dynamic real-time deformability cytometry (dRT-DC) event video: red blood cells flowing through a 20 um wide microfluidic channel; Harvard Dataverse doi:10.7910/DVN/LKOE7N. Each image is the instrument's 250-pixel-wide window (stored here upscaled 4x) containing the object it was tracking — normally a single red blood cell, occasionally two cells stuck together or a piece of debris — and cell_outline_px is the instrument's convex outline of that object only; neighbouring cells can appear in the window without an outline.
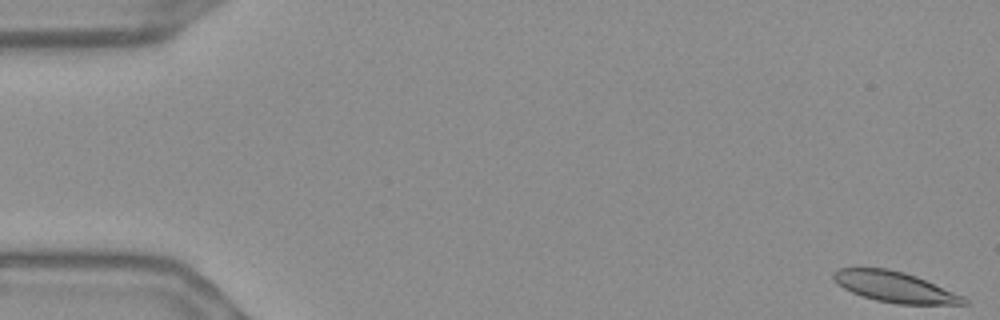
{"species": "Egyptian fruit bat (a non-hibernating species)", "species_latin": "Rousettus aegyptiacus", "temperature_condition": "warm", "stored_images_in_passage": 56, "camera_frame_rate_fps": 3000, "um_per_image_px": 0.085, "frame": {"image": 1, "passage_image": 1, "time_ms": 0.0, "image_size_px": [1000, 320], "cell_outline_px": [[968, 304], [896, 304], [876, 300], [852, 292], [836, 284], [832, 276], [832, 272], [840, 268], [888, 268], [904, 272], [916, 276], [964, 296], [968, 300]], "centroid_in_image_um": [76.05, 24.39], "position_along_channel_um": 9.0, "area_um2": 23.18}}
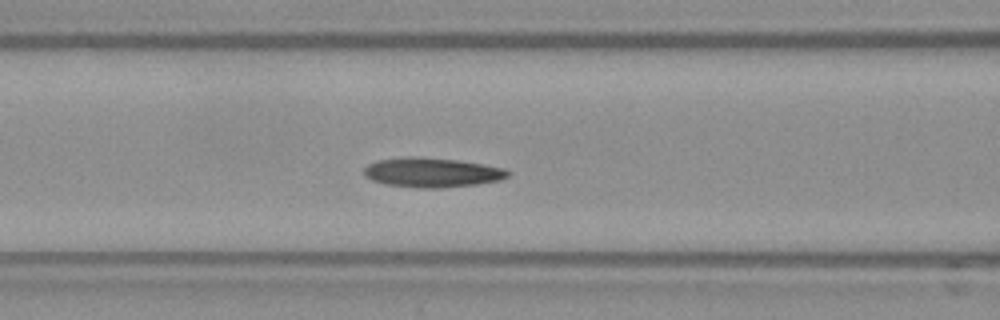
{"frame": {"image": 2, "passage_image": 23, "time_ms": 7.333, "image_size_px": [1000, 320], "cell_outline_px": [[508, 176], [500, 180], [476, 184], [440, 188], [420, 188], [388, 184], [372, 180], [364, 176], [364, 168], [368, 164], [376, 160], [404, 156], [412, 156], [456, 160], [484, 164], [504, 168], [508, 172]], "centroid_in_image_um": [36.68, 14.65], "position_along_channel_um": 129.9, "area_um2": 24.68}}
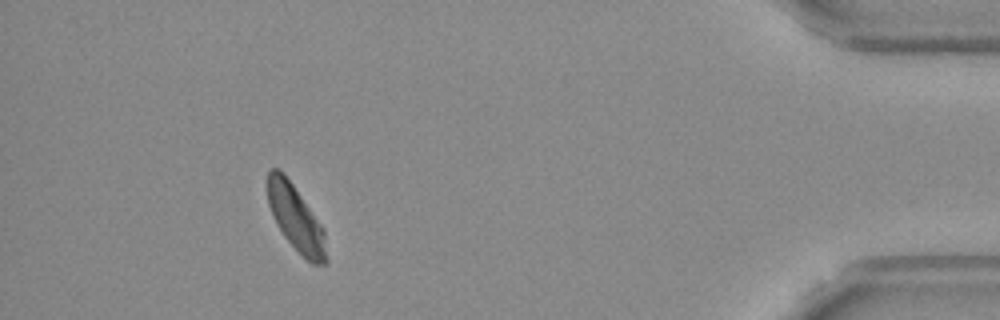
{"frame": {"image": 3, "passage_image": 51, "time_ms": 16.667, "image_size_px": [1000, 320], "cell_outline_px": [[328, 264], [312, 264], [284, 236], [268, 204], [268, 172], [272, 168], [276, 168], [292, 184], [324, 228], [328, 260]], "centroid_in_image_um": [25.19, 18.6], "position_along_channel_um": 410.0, "area_um2": 21.73}, "authors_computed_cell_mechanics": {"area_um2": 23.7847, "velocity_mm_per_s": 3.6244, "shape_relaxation_time_tau1_ms": 2.5516, "shape_relaxation_time_tau2_ms": 2.682, "deformation_change_tau1": 0.132, "deformation_change_tau2": 0.0869}}